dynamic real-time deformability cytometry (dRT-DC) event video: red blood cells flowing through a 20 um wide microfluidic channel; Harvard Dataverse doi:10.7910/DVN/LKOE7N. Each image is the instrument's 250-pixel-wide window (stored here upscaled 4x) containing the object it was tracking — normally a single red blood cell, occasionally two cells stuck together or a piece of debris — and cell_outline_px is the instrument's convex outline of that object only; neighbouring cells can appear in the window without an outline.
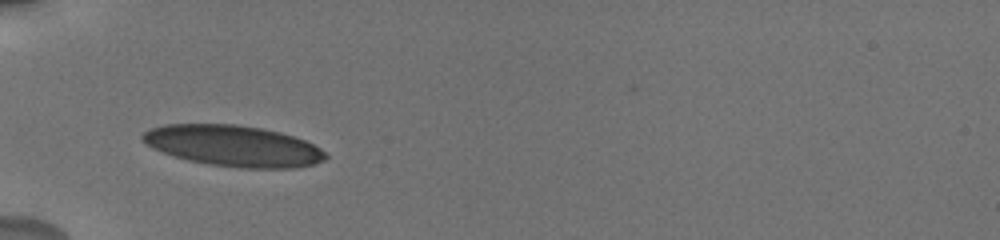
{"species": "human", "species_latin": "Homo sapiens", "temperature_condition": "cold", "stored_images_in_passage": 18, "camera_frame_rate_fps": 3000, "um_per_image_px": 0.085, "donor": {"sex": "male"}, "frame": {"image": 1, "passage_image": 1, "time_ms": 0.0, "image_size_px": [1000, 240], "cell_outline_px": [[328, 156], [324, 160], [316, 164], [296, 168], [240, 168], [208, 164], [188, 160], [172, 156], [152, 148], [140, 140], [140, 136], [144, 132], [152, 128], [164, 124], [236, 124], [260, 128], [280, 132], [304, 140], [320, 148]], "centroid_in_image_um": [19.81, 12.4], "position_along_channel_um": 65.2, "area_um2": 43.93}}
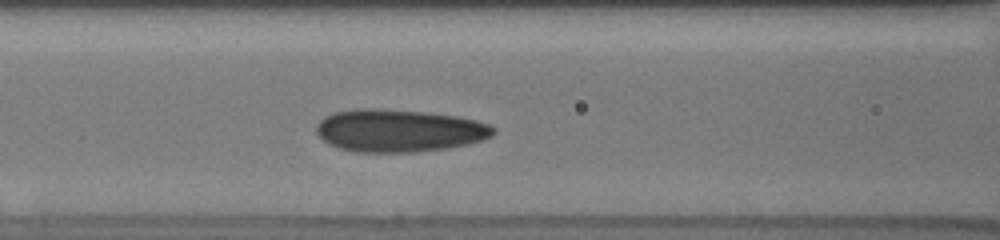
{"frame": {"image": 2, "passage_image": 11, "time_ms": 2.0, "image_size_px": [1000, 240], "cell_outline_px": [[496, 132], [492, 136], [484, 140], [468, 144], [448, 148], [416, 152], [356, 152], [340, 148], [328, 144], [316, 132], [316, 124], [324, 116], [332, 112], [360, 108], [372, 108], [424, 112], [456, 116], [476, 120], [488, 124], [496, 128]], "centroid_in_image_um": [33.92, 11.1], "position_along_channel_um": 132.7, "area_um2": 44.16}}
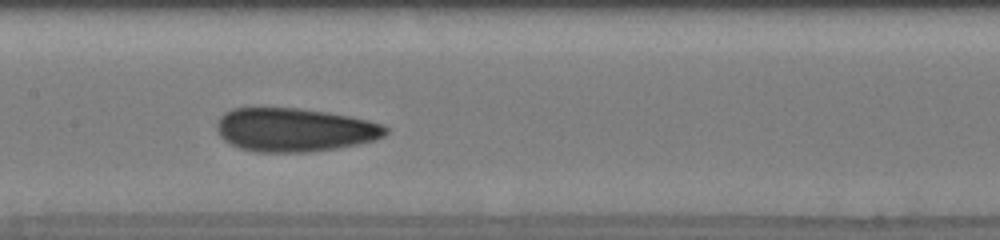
{"frame": {"image": 3, "passage_image": 17, "time_ms": 3.333, "image_size_px": [1000, 240], "cell_outline_px": [[388, 132], [384, 136], [372, 140], [356, 144], [336, 148], [304, 152], [256, 152], [240, 148], [228, 144], [220, 136], [216, 128], [216, 124], [220, 116], [224, 112], [232, 108], [296, 108], [328, 112], [368, 120], [384, 124], [388, 128]], "centroid_in_image_um": [25.0, 11.03], "position_along_channel_um": 182.4, "area_um2": 42.89}}